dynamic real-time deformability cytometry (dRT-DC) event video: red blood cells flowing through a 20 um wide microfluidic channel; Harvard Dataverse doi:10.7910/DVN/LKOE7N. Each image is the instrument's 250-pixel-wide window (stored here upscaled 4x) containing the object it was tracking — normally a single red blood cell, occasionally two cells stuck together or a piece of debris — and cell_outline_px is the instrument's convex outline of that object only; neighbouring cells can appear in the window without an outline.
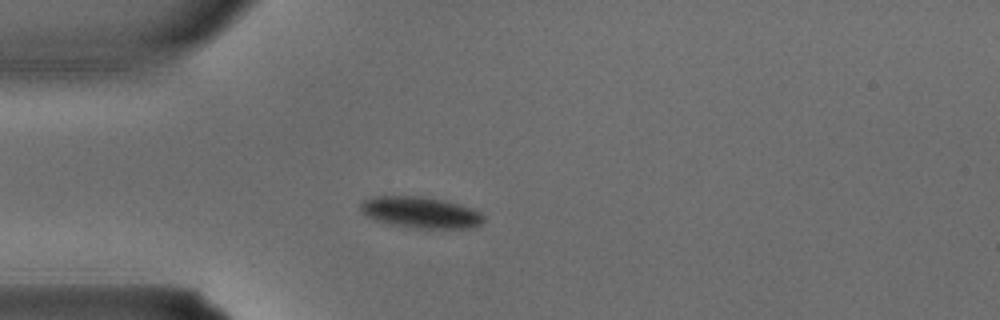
{"species": "common noctule bat (a hibernating species)", "species_latin": "Nyctalus noctula", "temperature_condition": "warm", "stored_images_in_passage": 2, "camera_frame_rate_fps": 3000, "um_per_image_px": 0.085, "animal": {"sex": "male", "body_mass_g": 15.6}, "frame": {"image": 1, "passage_image": 2, "time_ms": 0.333, "image_size_px": [1000, 320], "cell_outline_px": [[484, 220], [480, 224], [468, 228], [416, 228], [392, 224], [376, 220], [368, 216], [360, 208], [360, 204], [364, 200], [376, 196], [420, 196], [440, 200], [472, 208], [480, 212], [484, 216]], "centroid_in_image_um": [35.76, 18.06], "position_along_channel_um": 49.2, "area_um2": 21.96}}